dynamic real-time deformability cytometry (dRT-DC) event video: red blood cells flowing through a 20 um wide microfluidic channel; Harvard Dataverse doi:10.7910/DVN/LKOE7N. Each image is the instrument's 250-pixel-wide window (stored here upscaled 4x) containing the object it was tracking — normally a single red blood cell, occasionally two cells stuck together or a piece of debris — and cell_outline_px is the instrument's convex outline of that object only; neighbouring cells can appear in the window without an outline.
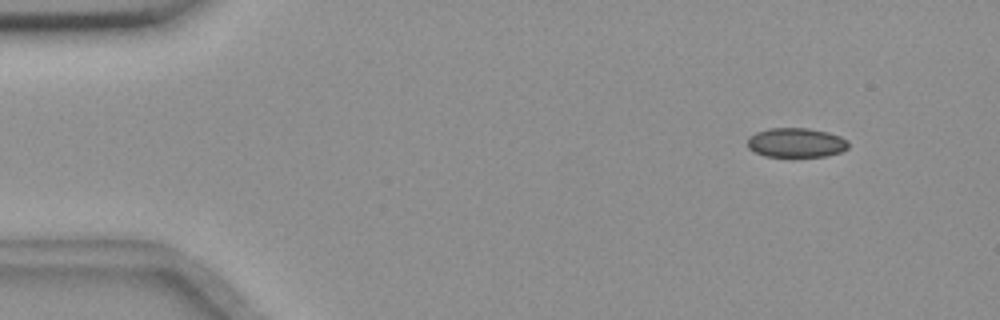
{"species": "common noctule bat (a hibernating species)", "species_latin": "Nyctalus noctula", "temperature_condition": "room temperature", "stored_images_in_passage": 17, "camera_frame_rate_fps": 3000, "um_per_image_px": 0.085, "animal": {"sex": "female", "body_mass_g": 18.4}, "frame": {"image": 1, "passage_image": 6, "time_ms": 1.667, "image_size_px": [1000, 320], "cell_outline_px": [[848, 148], [840, 152], [824, 156], [764, 156], [748, 148], [748, 136], [756, 132], [768, 128], [808, 128], [828, 132], [840, 136], [848, 140]], "centroid_in_image_um": [67.66, 12.11], "position_along_channel_um": 17.3, "area_um2": 17.28}}